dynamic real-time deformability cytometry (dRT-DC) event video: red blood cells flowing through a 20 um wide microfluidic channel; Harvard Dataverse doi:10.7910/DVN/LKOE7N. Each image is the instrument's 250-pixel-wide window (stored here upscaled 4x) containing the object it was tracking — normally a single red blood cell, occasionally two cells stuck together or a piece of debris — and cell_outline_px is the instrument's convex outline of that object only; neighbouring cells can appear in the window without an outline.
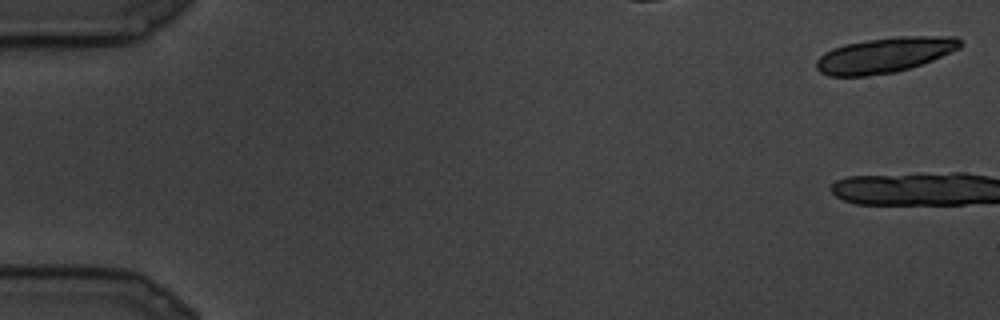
{"species": "common noctule bat (a hibernating species)", "species_latin": "Nyctalus noctula", "temperature_condition": "cold", "stored_images_in_passage": 10, "camera_frame_rate_fps": 3000, "um_per_image_px": 0.085, "animal": {"sex": "male", "body_mass_g": 19.5, "forearm_length_mm": 54.6}, "frame": {"image": 1, "passage_image": 1, "time_ms": 0.0, "image_size_px": [1000, 320], "cell_outline_px": [[964, 44], [960, 48], [932, 60], [896, 72], [868, 76], [828, 76], [820, 72], [816, 68], [816, 60], [824, 52], [832, 48], [844, 44], [868, 40], [900, 36], [956, 36]], "centroid_in_image_um": [75.18, 4.68], "position_along_channel_um": 9.8, "area_um2": 29.59}}